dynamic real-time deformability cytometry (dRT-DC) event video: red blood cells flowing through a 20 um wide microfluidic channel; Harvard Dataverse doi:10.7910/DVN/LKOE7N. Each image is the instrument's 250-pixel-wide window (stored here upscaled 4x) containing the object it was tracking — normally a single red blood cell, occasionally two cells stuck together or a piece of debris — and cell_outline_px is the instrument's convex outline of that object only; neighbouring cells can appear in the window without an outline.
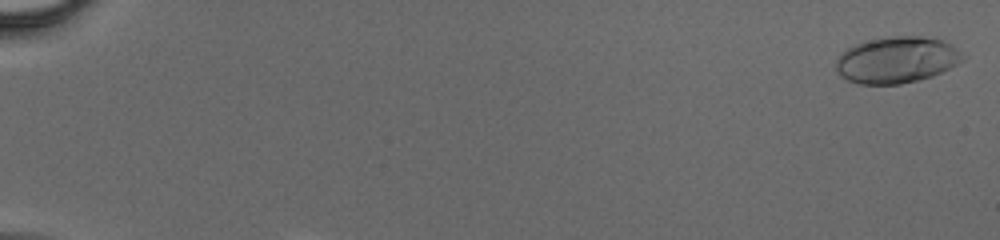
{"species": "human", "species_latin": "Homo sapiens", "temperature_condition": "cold", "stored_images_in_passage": 47, "camera_frame_rate_fps": 3000, "um_per_image_px": 0.085, "donor": {"sex": "male"}, "frame": {"image": 1, "passage_image": 1, "time_ms": 0.0, "image_size_px": [1000, 240], "cell_outline_px": [[968, 56], [964, 60], [932, 76], [900, 84], [860, 84], [848, 80], [840, 76], [836, 68], [836, 60], [840, 52], [856, 44], [872, 40], [892, 36], [920, 36], [940, 40], [956, 48]], "centroid_in_image_um": [76.21, 5.1], "position_along_channel_um": 8.8, "area_um2": 33.99}}
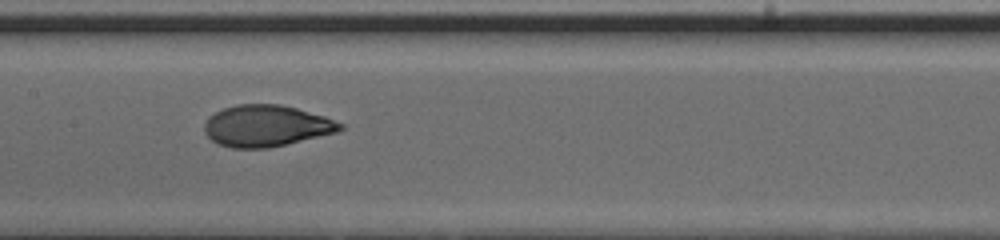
{"frame": {"image": 2, "passage_image": 26, "time_ms": 8.333, "image_size_px": [1000, 240], "cell_outline_px": [[344, 128], [340, 132], [268, 148], [232, 148], [216, 144], [204, 132], [204, 124], [208, 116], [224, 108], [236, 104], [280, 104], [296, 108], [324, 116], [344, 124]], "centroid_in_image_um": [22.64, 10.7], "position_along_channel_um": 184.8, "area_um2": 33.0}}
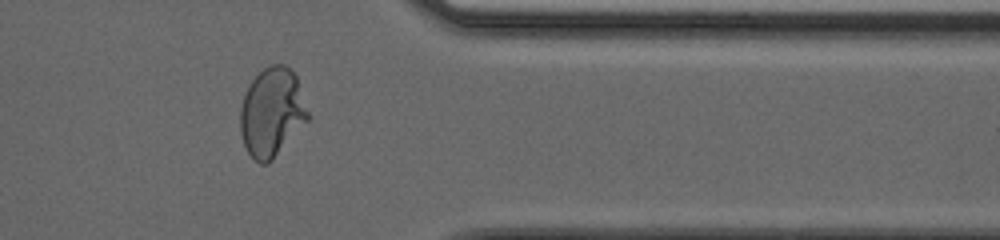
{"frame": {"image": 3, "passage_image": 40, "time_ms": 13.0, "image_size_px": [1000, 240], "cell_outline_px": [[312, 116], [272, 160], [268, 164], [260, 164], [248, 152], [244, 144], [240, 132], [240, 108], [244, 96], [252, 80], [264, 68], [272, 64], [284, 64], [296, 76]], "centroid_in_image_um": [23.14, 9.55], "position_along_channel_um": 388.3, "area_um2": 35.03}}